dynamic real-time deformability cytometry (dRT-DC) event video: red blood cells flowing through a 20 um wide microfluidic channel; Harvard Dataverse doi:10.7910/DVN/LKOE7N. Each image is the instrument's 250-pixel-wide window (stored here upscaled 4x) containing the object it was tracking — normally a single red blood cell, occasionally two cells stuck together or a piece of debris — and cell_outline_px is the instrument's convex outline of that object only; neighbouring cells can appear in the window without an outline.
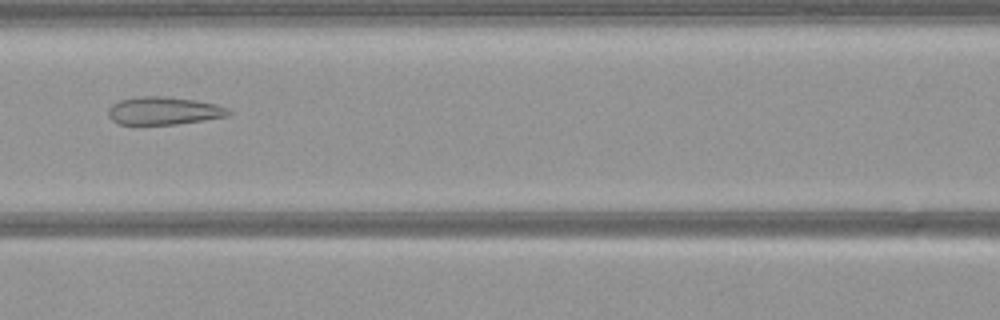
{"species": "common noctule bat (a hibernating species)", "species_latin": "Nyctalus noctula", "temperature_condition": "warm", "stored_images_in_passage": 47, "camera_frame_rate_fps": 3000, "um_per_image_px": 0.085, "animal": {"sex": "female", "body_mass_g": 21.9}, "frame": {"image": 1, "passage_image": 17, "time_ms": 5.333, "image_size_px": [1000, 320], "cell_outline_px": [[232, 112], [228, 116], [204, 120], [176, 124], [120, 124], [112, 120], [108, 116], [108, 108], [112, 104], [120, 100], [140, 96], [164, 96], [196, 100], [216, 104], [228, 108]], "centroid_in_image_um": [13.93, 9.41], "position_along_channel_um": 152.7, "area_um2": 19.54}}
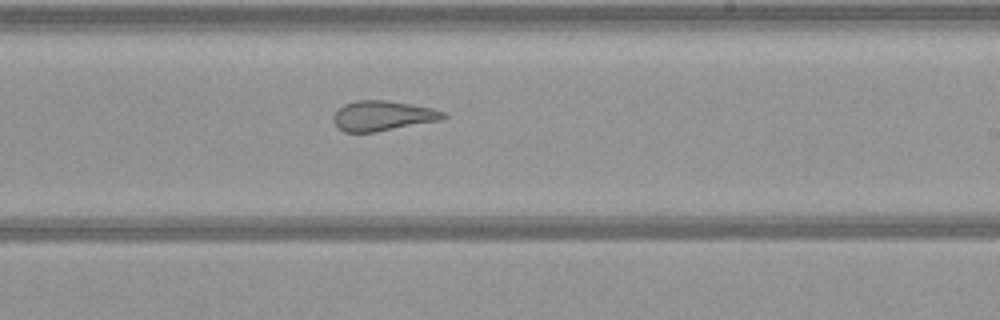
{"frame": {"image": 2, "passage_image": 25, "time_ms": 8.0, "image_size_px": [1000, 320], "cell_outline_px": [[448, 116], [440, 120], [376, 132], [344, 132], [332, 120], [332, 116], [344, 104], [356, 100], [384, 100], [432, 108], [444, 112]], "centroid_in_image_um": [32.51, 9.84], "position_along_channel_um": 256.5, "area_um2": 19.02}}
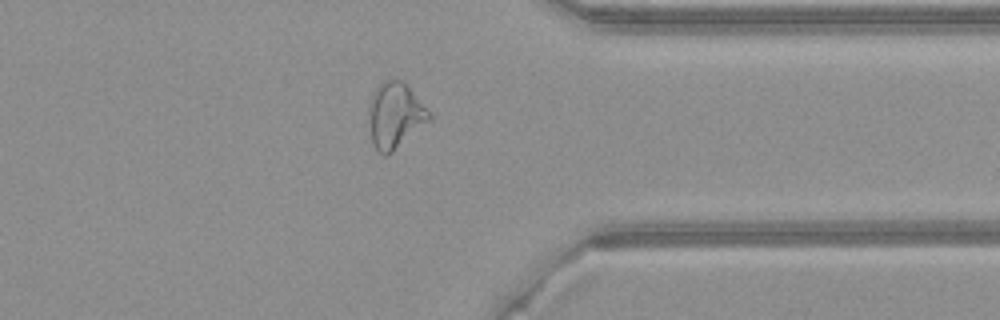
{"frame": {"image": 3, "passage_image": 35, "time_ms": 11.333, "image_size_px": [1000, 320], "cell_outline_px": [[432, 120], [388, 156], [384, 156], [372, 144], [368, 116], [368, 108], [372, 92], [384, 80], [392, 76], [404, 80], [408, 84], [432, 116]], "centroid_in_image_um": [33.58, 9.78], "position_along_channel_um": 377.8, "area_um2": 23.81}}